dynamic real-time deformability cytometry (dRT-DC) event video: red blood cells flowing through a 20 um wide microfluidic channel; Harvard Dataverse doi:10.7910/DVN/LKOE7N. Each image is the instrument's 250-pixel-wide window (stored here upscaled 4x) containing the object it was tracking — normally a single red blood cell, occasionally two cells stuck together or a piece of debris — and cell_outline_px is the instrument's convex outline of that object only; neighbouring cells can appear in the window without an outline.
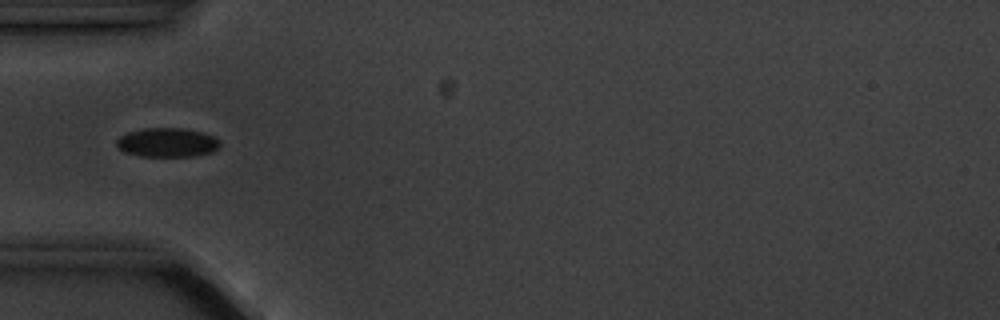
{"species": "common noctule bat (a hibernating species)", "species_latin": "Nyctalus noctula", "temperature_condition": "cold", "stored_images_in_passage": 11, "camera_frame_rate_fps": 3000, "um_per_image_px": 0.085, "animal": {"sex": "male", "body_mass_g": 20.1, "forearm_length_mm": 53.5}, "frame": {"image": 1, "passage_image": 1, "time_ms": 0.0, "image_size_px": [1000, 320], "cell_outline_px": [[220, 144], [212, 152], [196, 156], [140, 156], [124, 152], [116, 148], [116, 140], [120, 136], [128, 132], [144, 128], [184, 128], [200, 132], [212, 136], [220, 140]], "centroid_in_image_um": [14.17, 12.11], "position_along_channel_um": 70.8, "area_um2": 17.57}}
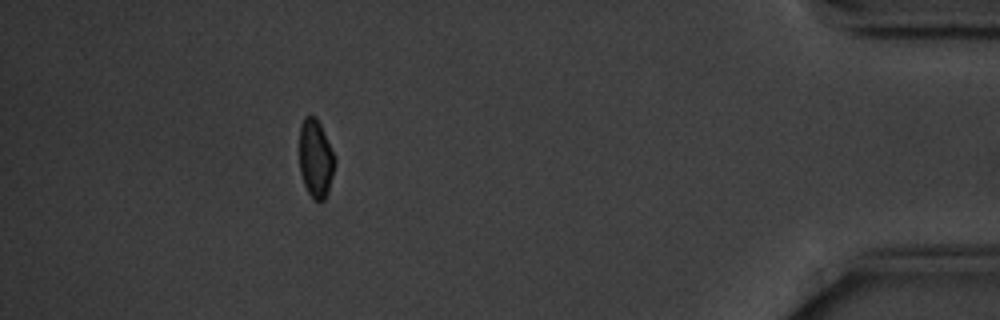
{"frame": {"image": 2, "passage_image": 10, "time_ms": 11.0, "image_size_px": [1000, 320], "cell_outline_px": [[336, 160], [328, 192], [324, 200], [320, 204], [312, 200], [304, 184], [300, 172], [300, 128], [304, 116], [316, 116], [320, 124]], "centroid_in_image_um": [26.83, 13.53], "position_along_channel_um": 408.4, "area_um2": 16.13}, "authors_computed_cell_mechanics": {"area_um2": 17.5712, "velocity_mm_per_s": 3.5524, "shape_relaxation_time_tau1_ms": 1.1583, "shape_relaxation_time_tau2_ms": null, "deformation_change_tau1": 0.0594, "deformation_change_tau2": null}}